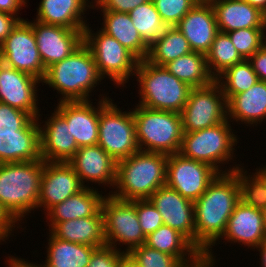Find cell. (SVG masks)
Listing matches in <instances>:
<instances>
[{
  "mask_svg": "<svg viewBox=\"0 0 266 267\" xmlns=\"http://www.w3.org/2000/svg\"><path fill=\"white\" fill-rule=\"evenodd\" d=\"M241 201L233 172L219 173L194 202L195 248L205 253L223 236L227 222Z\"/></svg>",
  "mask_w": 266,
  "mask_h": 267,
  "instance_id": "6da1fadb",
  "label": "cell"
},
{
  "mask_svg": "<svg viewBox=\"0 0 266 267\" xmlns=\"http://www.w3.org/2000/svg\"><path fill=\"white\" fill-rule=\"evenodd\" d=\"M103 80L91 50L83 42L67 58L47 67L41 84L59 94L58 103L92 100L91 97L98 95L99 85L104 86Z\"/></svg>",
  "mask_w": 266,
  "mask_h": 267,
  "instance_id": "7a4b0ae2",
  "label": "cell"
},
{
  "mask_svg": "<svg viewBox=\"0 0 266 267\" xmlns=\"http://www.w3.org/2000/svg\"><path fill=\"white\" fill-rule=\"evenodd\" d=\"M43 166L42 159L0 164V204L22 226L37 210Z\"/></svg>",
  "mask_w": 266,
  "mask_h": 267,
  "instance_id": "3957f363",
  "label": "cell"
},
{
  "mask_svg": "<svg viewBox=\"0 0 266 267\" xmlns=\"http://www.w3.org/2000/svg\"><path fill=\"white\" fill-rule=\"evenodd\" d=\"M231 124L227 119L210 128L183 133L179 153L185 158L207 163L219 173L233 172L244 162L238 159L237 163V147H240L237 145L241 138Z\"/></svg>",
  "mask_w": 266,
  "mask_h": 267,
  "instance_id": "277c9868",
  "label": "cell"
},
{
  "mask_svg": "<svg viewBox=\"0 0 266 267\" xmlns=\"http://www.w3.org/2000/svg\"><path fill=\"white\" fill-rule=\"evenodd\" d=\"M167 157L139 150L117 161L115 190L110 194L121 200L148 199L166 183Z\"/></svg>",
  "mask_w": 266,
  "mask_h": 267,
  "instance_id": "5b68a950",
  "label": "cell"
},
{
  "mask_svg": "<svg viewBox=\"0 0 266 267\" xmlns=\"http://www.w3.org/2000/svg\"><path fill=\"white\" fill-rule=\"evenodd\" d=\"M139 94L137 105L179 113L183 110L191 87L177 79L164 66L139 60L134 78ZM139 83V84H138Z\"/></svg>",
  "mask_w": 266,
  "mask_h": 267,
  "instance_id": "8992f818",
  "label": "cell"
},
{
  "mask_svg": "<svg viewBox=\"0 0 266 267\" xmlns=\"http://www.w3.org/2000/svg\"><path fill=\"white\" fill-rule=\"evenodd\" d=\"M134 106L132 113L139 150L166 155L179 153L184 133L181 115L137 104Z\"/></svg>",
  "mask_w": 266,
  "mask_h": 267,
  "instance_id": "52a82bcc",
  "label": "cell"
},
{
  "mask_svg": "<svg viewBox=\"0 0 266 267\" xmlns=\"http://www.w3.org/2000/svg\"><path fill=\"white\" fill-rule=\"evenodd\" d=\"M83 42L91 50L100 76L110 80L115 89L124 91L134 78L139 59L99 26L93 28L91 23L84 28Z\"/></svg>",
  "mask_w": 266,
  "mask_h": 267,
  "instance_id": "ba28073f",
  "label": "cell"
},
{
  "mask_svg": "<svg viewBox=\"0 0 266 267\" xmlns=\"http://www.w3.org/2000/svg\"><path fill=\"white\" fill-rule=\"evenodd\" d=\"M113 101L114 98L99 99L98 145L117 162L138 152L139 145L132 107L126 111Z\"/></svg>",
  "mask_w": 266,
  "mask_h": 267,
  "instance_id": "9c48e42d",
  "label": "cell"
},
{
  "mask_svg": "<svg viewBox=\"0 0 266 267\" xmlns=\"http://www.w3.org/2000/svg\"><path fill=\"white\" fill-rule=\"evenodd\" d=\"M102 212L107 246L123 253H130L134 248L146 243L136 213V200H121L106 194Z\"/></svg>",
  "mask_w": 266,
  "mask_h": 267,
  "instance_id": "30bf717a",
  "label": "cell"
},
{
  "mask_svg": "<svg viewBox=\"0 0 266 267\" xmlns=\"http://www.w3.org/2000/svg\"><path fill=\"white\" fill-rule=\"evenodd\" d=\"M180 115L184 133L210 128L226 121L227 100L220 85L214 81L205 87L192 88Z\"/></svg>",
  "mask_w": 266,
  "mask_h": 267,
  "instance_id": "8fae6325",
  "label": "cell"
},
{
  "mask_svg": "<svg viewBox=\"0 0 266 267\" xmlns=\"http://www.w3.org/2000/svg\"><path fill=\"white\" fill-rule=\"evenodd\" d=\"M264 241H266V230L261 210L240 201L228 219L223 236L205 253L203 258L206 262L217 264L220 257H216L217 251L214 248L220 243L221 245L225 243V246L230 243L229 247L232 244L241 245L239 247L244 245L242 249L246 247L252 251Z\"/></svg>",
  "mask_w": 266,
  "mask_h": 267,
  "instance_id": "7c38bea8",
  "label": "cell"
},
{
  "mask_svg": "<svg viewBox=\"0 0 266 267\" xmlns=\"http://www.w3.org/2000/svg\"><path fill=\"white\" fill-rule=\"evenodd\" d=\"M218 174L219 172L207 163L175 153L167 157L165 185L195 202Z\"/></svg>",
  "mask_w": 266,
  "mask_h": 267,
  "instance_id": "4fadbf2b",
  "label": "cell"
},
{
  "mask_svg": "<svg viewBox=\"0 0 266 267\" xmlns=\"http://www.w3.org/2000/svg\"><path fill=\"white\" fill-rule=\"evenodd\" d=\"M2 63L42 80L45 67L42 63L32 26L20 21L0 45Z\"/></svg>",
  "mask_w": 266,
  "mask_h": 267,
  "instance_id": "5bb4252c",
  "label": "cell"
},
{
  "mask_svg": "<svg viewBox=\"0 0 266 267\" xmlns=\"http://www.w3.org/2000/svg\"><path fill=\"white\" fill-rule=\"evenodd\" d=\"M69 163L84 187L96 188L99 186L107 194L114 190L117 162L98 144L79 147Z\"/></svg>",
  "mask_w": 266,
  "mask_h": 267,
  "instance_id": "9a60e30c",
  "label": "cell"
},
{
  "mask_svg": "<svg viewBox=\"0 0 266 267\" xmlns=\"http://www.w3.org/2000/svg\"><path fill=\"white\" fill-rule=\"evenodd\" d=\"M96 99L87 101H65L53 104L55 110L67 121L78 148L98 144L99 135V99L111 98L107 90ZM105 91V92H104ZM104 93V94H103ZM96 100L94 103L93 101ZM97 104V105H96Z\"/></svg>",
  "mask_w": 266,
  "mask_h": 267,
  "instance_id": "2e32d148",
  "label": "cell"
},
{
  "mask_svg": "<svg viewBox=\"0 0 266 267\" xmlns=\"http://www.w3.org/2000/svg\"><path fill=\"white\" fill-rule=\"evenodd\" d=\"M40 83L41 80L38 78L2 63L0 66V102L37 118L41 112L38 94L41 90Z\"/></svg>",
  "mask_w": 266,
  "mask_h": 267,
  "instance_id": "e0dca14e",
  "label": "cell"
},
{
  "mask_svg": "<svg viewBox=\"0 0 266 267\" xmlns=\"http://www.w3.org/2000/svg\"><path fill=\"white\" fill-rule=\"evenodd\" d=\"M50 114H39L40 156L46 162H69L78 150L67 121L53 108ZM52 112V113H51ZM44 115L45 119L43 120ZM47 119V120H46Z\"/></svg>",
  "mask_w": 266,
  "mask_h": 267,
  "instance_id": "ac0fdd59",
  "label": "cell"
},
{
  "mask_svg": "<svg viewBox=\"0 0 266 267\" xmlns=\"http://www.w3.org/2000/svg\"><path fill=\"white\" fill-rule=\"evenodd\" d=\"M25 20L32 26L45 69L67 58L83 43L84 29H70L28 18Z\"/></svg>",
  "mask_w": 266,
  "mask_h": 267,
  "instance_id": "d6986e66",
  "label": "cell"
},
{
  "mask_svg": "<svg viewBox=\"0 0 266 267\" xmlns=\"http://www.w3.org/2000/svg\"><path fill=\"white\" fill-rule=\"evenodd\" d=\"M83 188L79 176L69 162L44 161L37 211L45 214L51 207Z\"/></svg>",
  "mask_w": 266,
  "mask_h": 267,
  "instance_id": "ffe728a7",
  "label": "cell"
},
{
  "mask_svg": "<svg viewBox=\"0 0 266 267\" xmlns=\"http://www.w3.org/2000/svg\"><path fill=\"white\" fill-rule=\"evenodd\" d=\"M148 199L161 214L163 225L181 233L195 247L194 202L167 185L158 188Z\"/></svg>",
  "mask_w": 266,
  "mask_h": 267,
  "instance_id": "44dd1931",
  "label": "cell"
},
{
  "mask_svg": "<svg viewBox=\"0 0 266 267\" xmlns=\"http://www.w3.org/2000/svg\"><path fill=\"white\" fill-rule=\"evenodd\" d=\"M188 40L192 51L206 54L219 32L210 2H198L175 26Z\"/></svg>",
  "mask_w": 266,
  "mask_h": 267,
  "instance_id": "7402d4cb",
  "label": "cell"
},
{
  "mask_svg": "<svg viewBox=\"0 0 266 267\" xmlns=\"http://www.w3.org/2000/svg\"><path fill=\"white\" fill-rule=\"evenodd\" d=\"M37 5L36 21L70 29H84L93 10V0H40Z\"/></svg>",
  "mask_w": 266,
  "mask_h": 267,
  "instance_id": "603a6c76",
  "label": "cell"
},
{
  "mask_svg": "<svg viewBox=\"0 0 266 267\" xmlns=\"http://www.w3.org/2000/svg\"><path fill=\"white\" fill-rule=\"evenodd\" d=\"M106 194L99 188L84 187L65 201L51 207L44 214V220L47 219L44 221V224L47 223L46 229L50 231L58 222L96 216L102 210Z\"/></svg>",
  "mask_w": 266,
  "mask_h": 267,
  "instance_id": "cb8c5ba5",
  "label": "cell"
},
{
  "mask_svg": "<svg viewBox=\"0 0 266 267\" xmlns=\"http://www.w3.org/2000/svg\"><path fill=\"white\" fill-rule=\"evenodd\" d=\"M227 108L228 120L233 125L242 127L244 124L255 131L266 122V82L259 81L247 91L234 95L227 102Z\"/></svg>",
  "mask_w": 266,
  "mask_h": 267,
  "instance_id": "d4e9b609",
  "label": "cell"
},
{
  "mask_svg": "<svg viewBox=\"0 0 266 267\" xmlns=\"http://www.w3.org/2000/svg\"><path fill=\"white\" fill-rule=\"evenodd\" d=\"M210 3L220 32L263 28L266 22V15L245 0H212Z\"/></svg>",
  "mask_w": 266,
  "mask_h": 267,
  "instance_id": "484cf974",
  "label": "cell"
},
{
  "mask_svg": "<svg viewBox=\"0 0 266 267\" xmlns=\"http://www.w3.org/2000/svg\"><path fill=\"white\" fill-rule=\"evenodd\" d=\"M41 159L39 124L33 118L16 133H0V164Z\"/></svg>",
  "mask_w": 266,
  "mask_h": 267,
  "instance_id": "4316f807",
  "label": "cell"
},
{
  "mask_svg": "<svg viewBox=\"0 0 266 267\" xmlns=\"http://www.w3.org/2000/svg\"><path fill=\"white\" fill-rule=\"evenodd\" d=\"M50 232L56 238L72 243L97 248L106 245L102 210L96 216L58 222Z\"/></svg>",
  "mask_w": 266,
  "mask_h": 267,
  "instance_id": "83f0119b",
  "label": "cell"
},
{
  "mask_svg": "<svg viewBox=\"0 0 266 267\" xmlns=\"http://www.w3.org/2000/svg\"><path fill=\"white\" fill-rule=\"evenodd\" d=\"M145 244L175 256L186 267H197L204 260L203 255L181 233L167 225L148 235Z\"/></svg>",
  "mask_w": 266,
  "mask_h": 267,
  "instance_id": "f1b7e54d",
  "label": "cell"
},
{
  "mask_svg": "<svg viewBox=\"0 0 266 267\" xmlns=\"http://www.w3.org/2000/svg\"><path fill=\"white\" fill-rule=\"evenodd\" d=\"M101 12L100 29L107 35L118 40L125 48L132 52L139 60L147 57L149 47L144 43L139 32L133 25L128 13L97 11Z\"/></svg>",
  "mask_w": 266,
  "mask_h": 267,
  "instance_id": "f546056e",
  "label": "cell"
},
{
  "mask_svg": "<svg viewBox=\"0 0 266 267\" xmlns=\"http://www.w3.org/2000/svg\"><path fill=\"white\" fill-rule=\"evenodd\" d=\"M47 231V243L44 244L46 245L44 255H46L41 263L42 267L88 266L91 255L97 247L64 241L56 238L49 230Z\"/></svg>",
  "mask_w": 266,
  "mask_h": 267,
  "instance_id": "4dcf8cb0",
  "label": "cell"
},
{
  "mask_svg": "<svg viewBox=\"0 0 266 267\" xmlns=\"http://www.w3.org/2000/svg\"><path fill=\"white\" fill-rule=\"evenodd\" d=\"M164 67L191 88L205 87L215 81L208 69L204 53L192 51L169 62Z\"/></svg>",
  "mask_w": 266,
  "mask_h": 267,
  "instance_id": "1f68e13d",
  "label": "cell"
},
{
  "mask_svg": "<svg viewBox=\"0 0 266 267\" xmlns=\"http://www.w3.org/2000/svg\"><path fill=\"white\" fill-rule=\"evenodd\" d=\"M192 52L188 40L177 27H167L163 35L148 50L146 61L165 66L171 61Z\"/></svg>",
  "mask_w": 266,
  "mask_h": 267,
  "instance_id": "d6a6232c",
  "label": "cell"
},
{
  "mask_svg": "<svg viewBox=\"0 0 266 267\" xmlns=\"http://www.w3.org/2000/svg\"><path fill=\"white\" fill-rule=\"evenodd\" d=\"M128 14L148 47L156 42L167 28L152 0L137 6Z\"/></svg>",
  "mask_w": 266,
  "mask_h": 267,
  "instance_id": "836d02e7",
  "label": "cell"
},
{
  "mask_svg": "<svg viewBox=\"0 0 266 267\" xmlns=\"http://www.w3.org/2000/svg\"><path fill=\"white\" fill-rule=\"evenodd\" d=\"M215 81L220 85L227 102L236 94L243 93L259 82L248 60L236 63L220 74Z\"/></svg>",
  "mask_w": 266,
  "mask_h": 267,
  "instance_id": "e575fe53",
  "label": "cell"
},
{
  "mask_svg": "<svg viewBox=\"0 0 266 267\" xmlns=\"http://www.w3.org/2000/svg\"><path fill=\"white\" fill-rule=\"evenodd\" d=\"M206 60L211 75L216 79L226 69L242 62L244 59L238 53L229 35L219 31L211 44L210 50L206 53Z\"/></svg>",
  "mask_w": 266,
  "mask_h": 267,
  "instance_id": "d590c367",
  "label": "cell"
},
{
  "mask_svg": "<svg viewBox=\"0 0 266 267\" xmlns=\"http://www.w3.org/2000/svg\"><path fill=\"white\" fill-rule=\"evenodd\" d=\"M246 169L245 166H240L233 173L236 175L240 186L241 201L256 209L262 210L266 207V181L253 169Z\"/></svg>",
  "mask_w": 266,
  "mask_h": 267,
  "instance_id": "8d00e7d4",
  "label": "cell"
},
{
  "mask_svg": "<svg viewBox=\"0 0 266 267\" xmlns=\"http://www.w3.org/2000/svg\"><path fill=\"white\" fill-rule=\"evenodd\" d=\"M167 27H174L199 2L198 0H152Z\"/></svg>",
  "mask_w": 266,
  "mask_h": 267,
  "instance_id": "74e56055",
  "label": "cell"
},
{
  "mask_svg": "<svg viewBox=\"0 0 266 267\" xmlns=\"http://www.w3.org/2000/svg\"><path fill=\"white\" fill-rule=\"evenodd\" d=\"M130 254L141 267H186L175 256L155 250L146 244L134 248Z\"/></svg>",
  "mask_w": 266,
  "mask_h": 267,
  "instance_id": "f35d334b",
  "label": "cell"
},
{
  "mask_svg": "<svg viewBox=\"0 0 266 267\" xmlns=\"http://www.w3.org/2000/svg\"><path fill=\"white\" fill-rule=\"evenodd\" d=\"M262 28H244L227 33L244 60L261 49Z\"/></svg>",
  "mask_w": 266,
  "mask_h": 267,
  "instance_id": "ab89813d",
  "label": "cell"
},
{
  "mask_svg": "<svg viewBox=\"0 0 266 267\" xmlns=\"http://www.w3.org/2000/svg\"><path fill=\"white\" fill-rule=\"evenodd\" d=\"M32 119L29 113L0 102V133H16Z\"/></svg>",
  "mask_w": 266,
  "mask_h": 267,
  "instance_id": "60d3db41",
  "label": "cell"
},
{
  "mask_svg": "<svg viewBox=\"0 0 266 267\" xmlns=\"http://www.w3.org/2000/svg\"><path fill=\"white\" fill-rule=\"evenodd\" d=\"M136 213L145 237L163 225L161 214L149 199H136Z\"/></svg>",
  "mask_w": 266,
  "mask_h": 267,
  "instance_id": "b9f144b4",
  "label": "cell"
},
{
  "mask_svg": "<svg viewBox=\"0 0 266 267\" xmlns=\"http://www.w3.org/2000/svg\"><path fill=\"white\" fill-rule=\"evenodd\" d=\"M123 254L107 245L96 248L87 267H119V261Z\"/></svg>",
  "mask_w": 266,
  "mask_h": 267,
  "instance_id": "7bdbcfd3",
  "label": "cell"
},
{
  "mask_svg": "<svg viewBox=\"0 0 266 267\" xmlns=\"http://www.w3.org/2000/svg\"><path fill=\"white\" fill-rule=\"evenodd\" d=\"M150 0H93V10L129 13Z\"/></svg>",
  "mask_w": 266,
  "mask_h": 267,
  "instance_id": "ee69618b",
  "label": "cell"
},
{
  "mask_svg": "<svg viewBox=\"0 0 266 267\" xmlns=\"http://www.w3.org/2000/svg\"><path fill=\"white\" fill-rule=\"evenodd\" d=\"M24 227V228H23ZM27 226H22L12 215L0 204V236L5 240L9 241L11 237H16L15 234L26 232ZM19 229V230H18ZM22 229V230H21ZM18 232H17V231ZM24 230V231H23Z\"/></svg>",
  "mask_w": 266,
  "mask_h": 267,
  "instance_id": "f6af8a7d",
  "label": "cell"
},
{
  "mask_svg": "<svg viewBox=\"0 0 266 267\" xmlns=\"http://www.w3.org/2000/svg\"><path fill=\"white\" fill-rule=\"evenodd\" d=\"M20 21L17 16L0 11V45Z\"/></svg>",
  "mask_w": 266,
  "mask_h": 267,
  "instance_id": "bcb514c9",
  "label": "cell"
},
{
  "mask_svg": "<svg viewBox=\"0 0 266 267\" xmlns=\"http://www.w3.org/2000/svg\"><path fill=\"white\" fill-rule=\"evenodd\" d=\"M252 68L254 69L259 81L266 82V52L262 49L256 51L249 59Z\"/></svg>",
  "mask_w": 266,
  "mask_h": 267,
  "instance_id": "7dc6e473",
  "label": "cell"
},
{
  "mask_svg": "<svg viewBox=\"0 0 266 267\" xmlns=\"http://www.w3.org/2000/svg\"><path fill=\"white\" fill-rule=\"evenodd\" d=\"M28 3L29 0H0V11L15 15L23 21L25 18L20 17L22 16L20 11L29 6Z\"/></svg>",
  "mask_w": 266,
  "mask_h": 267,
  "instance_id": "c3c4849f",
  "label": "cell"
},
{
  "mask_svg": "<svg viewBox=\"0 0 266 267\" xmlns=\"http://www.w3.org/2000/svg\"><path fill=\"white\" fill-rule=\"evenodd\" d=\"M5 257H6V260L4 262L5 267H42L41 262L39 264H38V261L30 262L26 258L25 259L22 258L20 255L19 257L16 256V253L14 254V256L13 254L12 255L8 254V256L5 255Z\"/></svg>",
  "mask_w": 266,
  "mask_h": 267,
  "instance_id": "681fc988",
  "label": "cell"
},
{
  "mask_svg": "<svg viewBox=\"0 0 266 267\" xmlns=\"http://www.w3.org/2000/svg\"><path fill=\"white\" fill-rule=\"evenodd\" d=\"M119 267H141L130 253H124L119 261Z\"/></svg>",
  "mask_w": 266,
  "mask_h": 267,
  "instance_id": "f907efd6",
  "label": "cell"
},
{
  "mask_svg": "<svg viewBox=\"0 0 266 267\" xmlns=\"http://www.w3.org/2000/svg\"><path fill=\"white\" fill-rule=\"evenodd\" d=\"M252 251L259 252V253H256V256L259 255L260 261L259 260L257 261L260 264L259 267H266V241L262 242L258 247H256Z\"/></svg>",
  "mask_w": 266,
  "mask_h": 267,
  "instance_id": "816d5d0a",
  "label": "cell"
},
{
  "mask_svg": "<svg viewBox=\"0 0 266 267\" xmlns=\"http://www.w3.org/2000/svg\"><path fill=\"white\" fill-rule=\"evenodd\" d=\"M250 5L258 8L261 12L266 15V0H245Z\"/></svg>",
  "mask_w": 266,
  "mask_h": 267,
  "instance_id": "f5cc1de1",
  "label": "cell"
},
{
  "mask_svg": "<svg viewBox=\"0 0 266 267\" xmlns=\"http://www.w3.org/2000/svg\"><path fill=\"white\" fill-rule=\"evenodd\" d=\"M261 49L266 52V22L264 23L261 32Z\"/></svg>",
  "mask_w": 266,
  "mask_h": 267,
  "instance_id": "db71d44e",
  "label": "cell"
},
{
  "mask_svg": "<svg viewBox=\"0 0 266 267\" xmlns=\"http://www.w3.org/2000/svg\"><path fill=\"white\" fill-rule=\"evenodd\" d=\"M266 181V162L265 165H263V163H261L260 166H257L256 168H254Z\"/></svg>",
  "mask_w": 266,
  "mask_h": 267,
  "instance_id": "11a10c76",
  "label": "cell"
},
{
  "mask_svg": "<svg viewBox=\"0 0 266 267\" xmlns=\"http://www.w3.org/2000/svg\"><path fill=\"white\" fill-rule=\"evenodd\" d=\"M218 265L206 261H202L197 267H217Z\"/></svg>",
  "mask_w": 266,
  "mask_h": 267,
  "instance_id": "9f6ffc18",
  "label": "cell"
},
{
  "mask_svg": "<svg viewBox=\"0 0 266 267\" xmlns=\"http://www.w3.org/2000/svg\"><path fill=\"white\" fill-rule=\"evenodd\" d=\"M262 218H263V221H264V226H265V230H266V207H264L262 210Z\"/></svg>",
  "mask_w": 266,
  "mask_h": 267,
  "instance_id": "6f0895ef",
  "label": "cell"
},
{
  "mask_svg": "<svg viewBox=\"0 0 266 267\" xmlns=\"http://www.w3.org/2000/svg\"><path fill=\"white\" fill-rule=\"evenodd\" d=\"M4 243L6 244L7 242L0 236V245H3Z\"/></svg>",
  "mask_w": 266,
  "mask_h": 267,
  "instance_id": "680465c9",
  "label": "cell"
},
{
  "mask_svg": "<svg viewBox=\"0 0 266 267\" xmlns=\"http://www.w3.org/2000/svg\"><path fill=\"white\" fill-rule=\"evenodd\" d=\"M199 2H210L212 0H198Z\"/></svg>",
  "mask_w": 266,
  "mask_h": 267,
  "instance_id": "91938a15",
  "label": "cell"
},
{
  "mask_svg": "<svg viewBox=\"0 0 266 267\" xmlns=\"http://www.w3.org/2000/svg\"><path fill=\"white\" fill-rule=\"evenodd\" d=\"M1 64H2V58H1V55H0V66H1Z\"/></svg>",
  "mask_w": 266,
  "mask_h": 267,
  "instance_id": "94428289",
  "label": "cell"
}]
</instances>
